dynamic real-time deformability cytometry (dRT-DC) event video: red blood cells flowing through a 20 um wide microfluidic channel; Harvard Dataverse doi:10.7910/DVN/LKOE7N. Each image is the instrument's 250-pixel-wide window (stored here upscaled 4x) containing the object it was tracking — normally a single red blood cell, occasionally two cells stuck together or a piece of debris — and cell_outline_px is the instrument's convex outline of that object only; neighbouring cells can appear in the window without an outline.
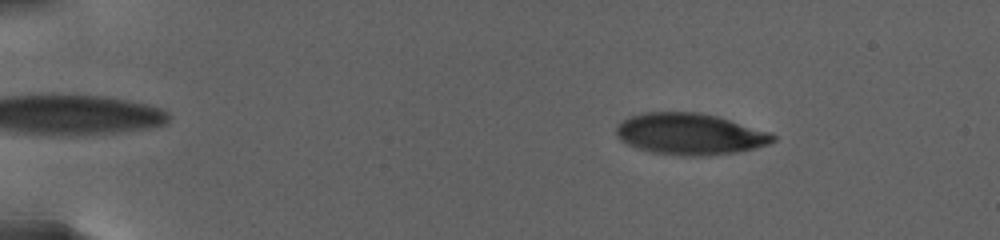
{"species": "human", "species_latin": "Homo sapiens", "temperature_condition": "warm", "stored_images_in_passage": 92, "camera_frame_rate_fps": 3000, "um_per_image_px": 0.085, "donor": {"sex": "female"}, "frame": {"image": 1, "passage_image": 17, "time_ms": 4.333, "image_size_px": [1000, 240], "cell_outline_px": [[776, 140], [768, 144], [736, 152], [708, 156], [680, 156], [652, 152], [636, 148], [620, 140], [616, 132], [616, 128], [624, 120], [632, 116], [644, 112], [700, 112], [716, 116], [772, 132], [776, 136]], "centroid_in_image_um": [58.66, 11.4], "position_along_channel_um": 26.3, "area_um2": 37.8}}
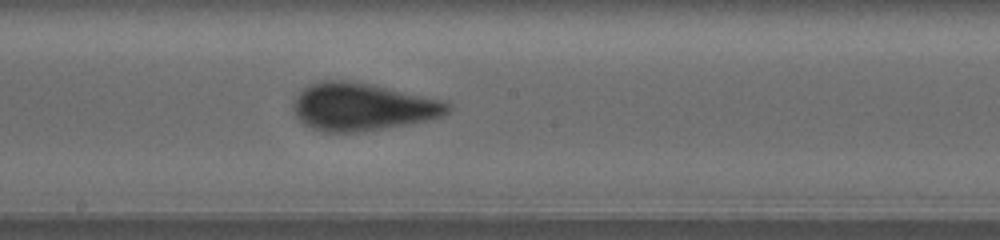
{"frame": {"image": 2, "passage_image": 47, "time_ms": 15.667, "image_size_px": [1000, 240], "cell_outline_px": [[452, 108], [448, 112], [432, 120], [364, 132], [324, 132], [312, 128], [304, 124], [296, 116], [292, 108], [292, 104], [296, 96], [308, 84], [320, 80], [352, 80], [372, 84], [440, 100], [448, 104]], "centroid_in_image_um": [30.76, 9.08], "position_along_channel_um": 217.4, "area_um2": 43.06}}
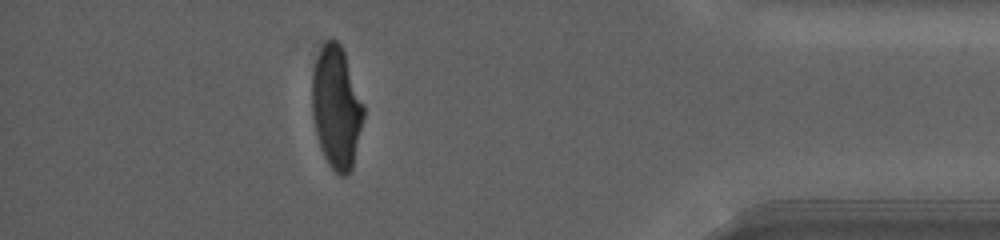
{"frame": {"image": 3, "passage_image": 81, "time_ms": 24.333, "image_size_px": [1000, 240], "cell_outline_px": [[364, 116], [352, 168], [344, 176], [340, 176], [328, 164], [320, 148], [312, 116], [312, 72], [316, 60], [324, 44], [328, 40], [336, 40], [340, 44], [344, 52], [364, 104]], "centroid_in_image_um": [28.59, 9.15], "position_along_channel_um": 406.6, "area_um2": 36.41}, "authors_computed_cell_mechanics": {"area_um2": 38.5526, "velocity_mm_per_s": 2.594, "shape_relaxation_time_tau1_ms": 5.7743, "shape_relaxation_time_tau2_ms": null, "deformation_change_tau1": 0.1885, "deformation_change_tau2": null}}